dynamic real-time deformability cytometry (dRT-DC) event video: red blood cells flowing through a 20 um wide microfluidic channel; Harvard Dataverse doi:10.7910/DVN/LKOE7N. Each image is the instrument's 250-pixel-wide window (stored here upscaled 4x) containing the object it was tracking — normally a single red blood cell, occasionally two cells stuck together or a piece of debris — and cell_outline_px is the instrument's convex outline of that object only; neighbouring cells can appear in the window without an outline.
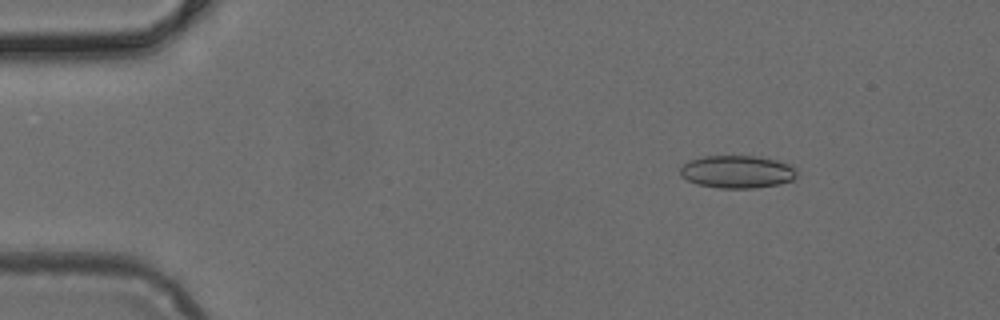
{"species": "common noctule bat (a hibernating species)", "species_latin": "Nyctalus noctula", "temperature_condition": "cold", "stored_images_in_passage": 3, "camera_frame_rate_fps": 3000, "um_per_image_px": 0.085, "animal": {"sex": "female", "body_mass_g": 24.6, "forearm_length_mm": 56.2}, "frame": {"image": 1, "passage_image": 1, "time_ms": 0.0, "image_size_px": [1000, 320], "cell_outline_px": [[796, 176], [792, 180], [780, 184], [752, 188], [720, 188], [696, 184], [680, 176], [680, 168], [684, 164], [692, 160], [704, 156], [752, 156], [776, 160], [788, 164], [796, 172]], "centroid_in_image_um": [62.63, 14.61], "position_along_channel_um": 22.4, "area_um2": 21.96}}